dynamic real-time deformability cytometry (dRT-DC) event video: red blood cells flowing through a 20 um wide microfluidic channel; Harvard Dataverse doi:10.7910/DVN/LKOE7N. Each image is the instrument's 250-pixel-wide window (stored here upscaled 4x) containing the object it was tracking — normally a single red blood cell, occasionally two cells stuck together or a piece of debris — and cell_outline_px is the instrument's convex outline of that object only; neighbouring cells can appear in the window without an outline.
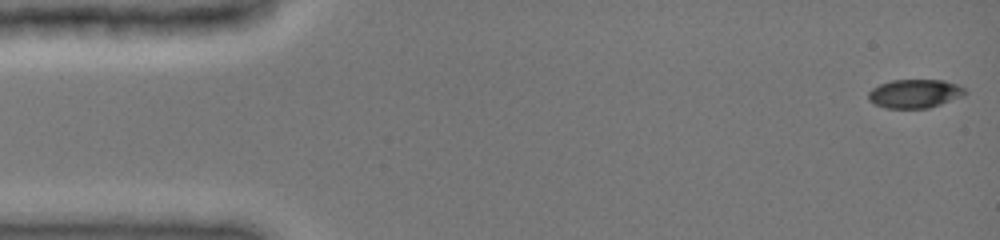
{"species": "common noctule bat (a hibernating species)", "species_latin": "Nyctalus noctula", "temperature_condition": "cold", "stored_images_in_passage": 40, "camera_frame_rate_fps": 3000, "um_per_image_px": 0.085, "animal": {"sex": "female", "body_mass_g": 19.0, "forearm_length_mm": 51.5}, "frame": {"image": 1, "passage_image": 1, "time_ms": 0.0, "image_size_px": [1000, 240], "cell_outline_px": [[968, 92], [964, 96], [928, 108], [884, 108], [868, 100], [868, 92], [872, 88], [880, 84], [892, 80], [944, 80], [956, 84], [964, 88]], "centroid_in_image_um": [77.76, 7.96], "position_along_channel_um": 7.2, "area_um2": 16.18}}
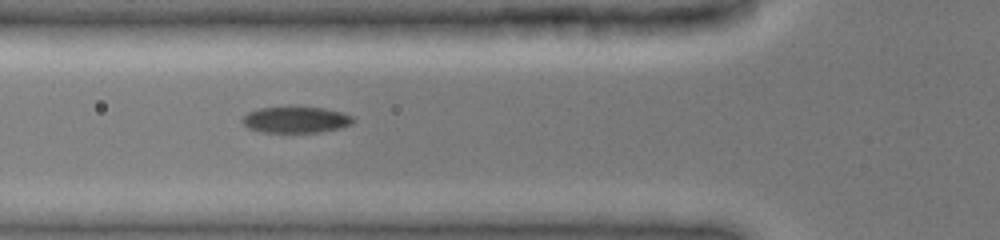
{"frame": {"image": 2, "passage_image": 23, "time_ms": 5.333, "image_size_px": [1000, 240], "cell_outline_px": [[356, 120], [352, 124], [340, 128], [320, 132], [264, 132], [248, 128], [240, 120], [248, 112], [260, 108], [324, 108], [356, 116]], "centroid_in_image_um": [25.19, 10.19], "position_along_channel_um": 100.6, "area_um2": 16.76}}
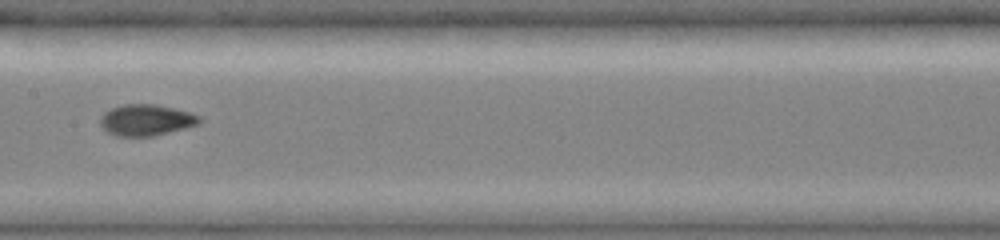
{"frame": {"image": 3, "passage_image": 39, "time_ms": 7.667, "image_size_px": [1000, 240], "cell_outline_px": [[204, 120], [200, 124], [152, 136], [116, 136], [108, 132], [100, 124], [100, 116], [104, 112], [112, 108], [124, 104], [156, 104], [188, 112], [200, 116]], "centroid_in_image_um": [12.43, 10.2], "position_along_channel_um": 195.0, "area_um2": 17.98}}